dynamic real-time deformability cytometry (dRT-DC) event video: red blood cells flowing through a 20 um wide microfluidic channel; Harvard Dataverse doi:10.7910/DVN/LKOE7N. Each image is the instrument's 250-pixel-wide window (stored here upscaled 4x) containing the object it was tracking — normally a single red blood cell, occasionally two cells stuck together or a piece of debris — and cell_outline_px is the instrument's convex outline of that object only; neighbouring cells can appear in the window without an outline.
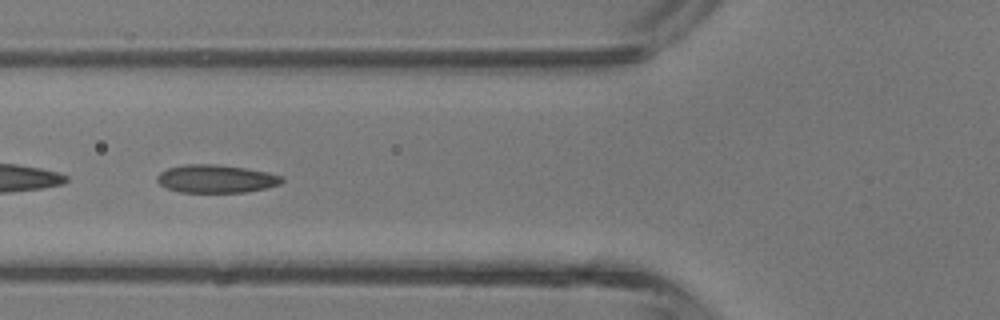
{"species": "common noctule bat (a hibernating species)", "species_latin": "Nyctalus noctula", "temperature_condition": "room temperature", "stored_images_in_passage": 44, "camera_frame_rate_fps": 3000, "um_per_image_px": 0.085, "animal": {"sex": "male", "body_mass_g": 13.3}, "frame": {"image": 1, "passage_image": 17, "time_ms": 5.333, "image_size_px": [1000, 320], "cell_outline_px": [[284, 180], [280, 184], [264, 188], [244, 192], [180, 192], [168, 188], [160, 184], [156, 180], [156, 176], [160, 172], [168, 168], [184, 164], [216, 164], [244, 168], [268, 172], [284, 176]], "centroid_in_image_um": [18.36, 15.19], "position_along_channel_um": 107.4, "area_um2": 20.35}}
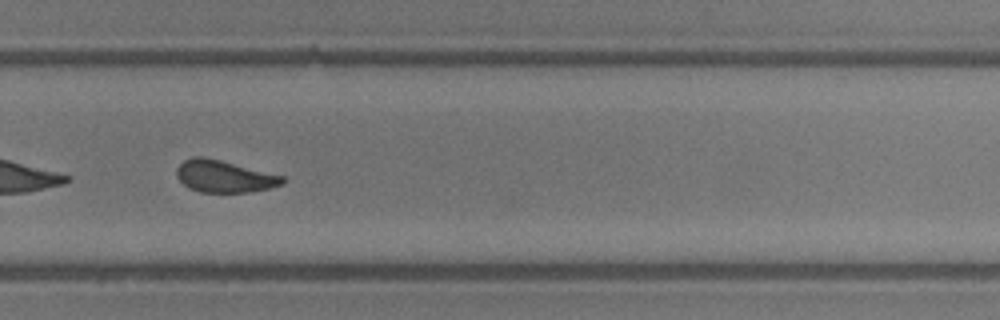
{"frame": {"image": 2, "passage_image": 30, "time_ms": 9.667, "image_size_px": [1000, 320], "cell_outline_px": [[288, 180], [284, 184], [268, 188], [248, 192], [200, 192], [188, 188], [176, 176], [176, 168], [184, 160], [192, 156], [204, 156], [284, 176]], "centroid_in_image_um": [19.05, 14.99], "position_along_channel_um": 310.7, "area_um2": 19.83}}
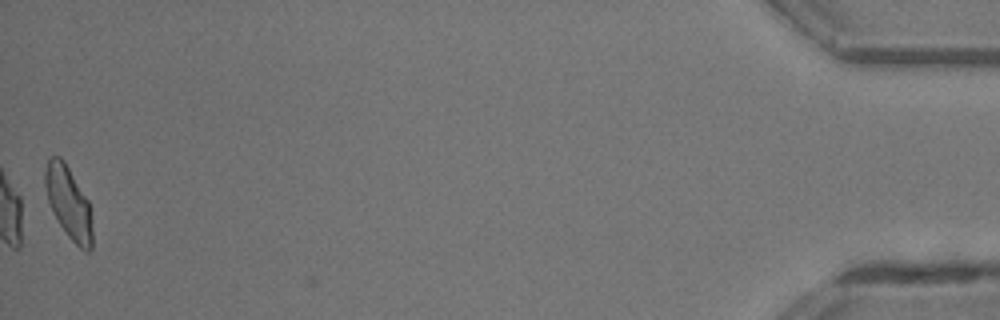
{"frame": {"image": 3, "passage_image": 44, "time_ms": 14.333, "image_size_px": [1000, 320], "cell_outline_px": [[92, 248], [88, 252], [84, 252], [68, 236], [60, 224], [48, 200], [44, 184], [44, 172], [48, 156], [60, 156], [64, 160], [88, 200], [92, 228]], "centroid_in_image_um": [5.82, 17.2], "position_along_channel_um": 429.4, "area_um2": 19.71}, "authors_computed_cell_mechanics": {"area_um2": 20.4034, "velocity_mm_per_s": 4.6988, "shape_relaxation_time_tau1_ms": 4.6733, "shape_relaxation_time_tau2_ms": 1.6937, "deformation_change_tau1": 0.1422, "deformation_change_tau2": 0.0879}}